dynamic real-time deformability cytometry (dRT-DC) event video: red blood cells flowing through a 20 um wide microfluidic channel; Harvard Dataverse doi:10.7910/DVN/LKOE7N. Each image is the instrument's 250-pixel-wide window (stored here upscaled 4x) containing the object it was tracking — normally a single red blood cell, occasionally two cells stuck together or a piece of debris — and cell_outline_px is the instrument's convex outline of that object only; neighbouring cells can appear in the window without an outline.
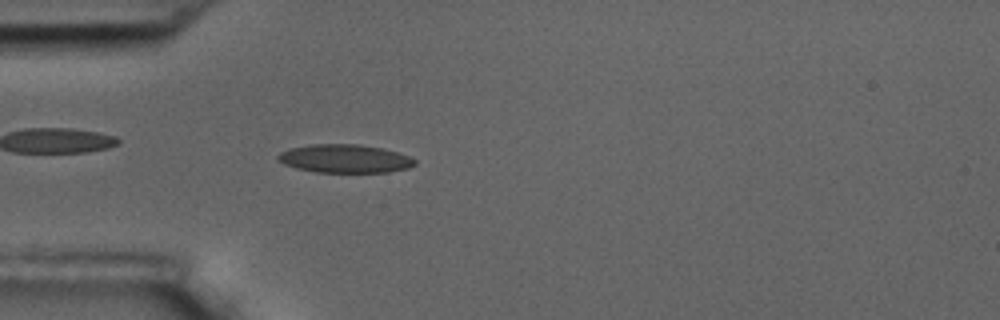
{"species": "common noctule bat (a hibernating species)", "species_latin": "Nyctalus noctula", "temperature_condition": "room temperature", "stored_images_in_passage": 6, "camera_frame_rate_fps": 3000, "um_per_image_px": 0.085, "animal": {"sex": "male", "body_mass_g": 17.5, "forearm_length_mm": 52.3}, "frame": {"image": 1, "passage_image": 5, "time_ms": 1.333, "image_size_px": [1000, 320], "cell_outline_px": [[416, 164], [408, 168], [388, 172], [316, 172], [296, 168], [284, 164], [276, 160], [276, 156], [280, 152], [288, 148], [312, 144], [356, 144], [380, 148], [396, 152], [408, 156], [416, 160]], "centroid_in_image_um": [29.25, 13.48], "position_along_channel_um": 55.7, "area_um2": 22.6}}